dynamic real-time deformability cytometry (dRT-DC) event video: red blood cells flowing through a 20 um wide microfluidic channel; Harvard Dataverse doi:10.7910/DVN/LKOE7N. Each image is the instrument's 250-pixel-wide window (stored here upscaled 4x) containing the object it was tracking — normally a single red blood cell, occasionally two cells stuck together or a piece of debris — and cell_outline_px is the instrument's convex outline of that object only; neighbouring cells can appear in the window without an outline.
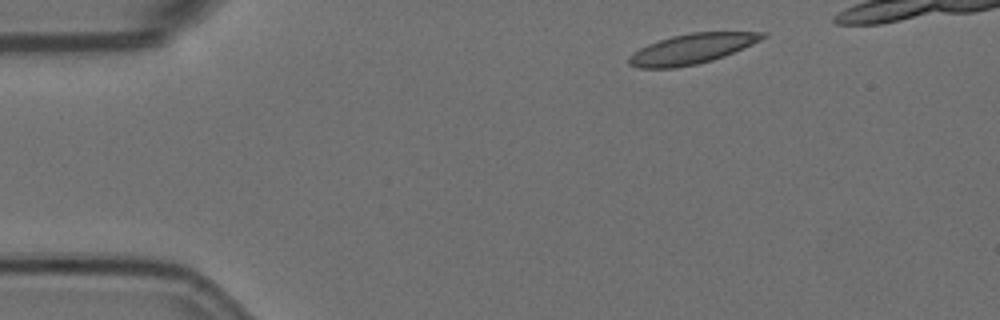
{"species": "Egyptian fruit bat (a non-hibernating species)", "species_latin": "Rousettus aegyptiacus", "temperature_condition": "room temperature", "stored_images_in_passage": 9, "camera_frame_rate_fps": 3000, "um_per_image_px": 0.085, "animal": {"sex": "female"}, "frame": {"image": 1, "passage_image": 1, "time_ms": 0.0, "image_size_px": [1000, 320], "cell_outline_px": [[768, 36], [752, 44], [724, 56], [712, 60], [696, 64], [676, 68], [636, 68], [628, 64], [628, 56], [632, 52], [648, 44], [672, 36], [692, 32], [768, 32]], "centroid_in_image_um": [58.78, 4.16], "position_along_channel_um": 26.2, "area_um2": 23.41}}
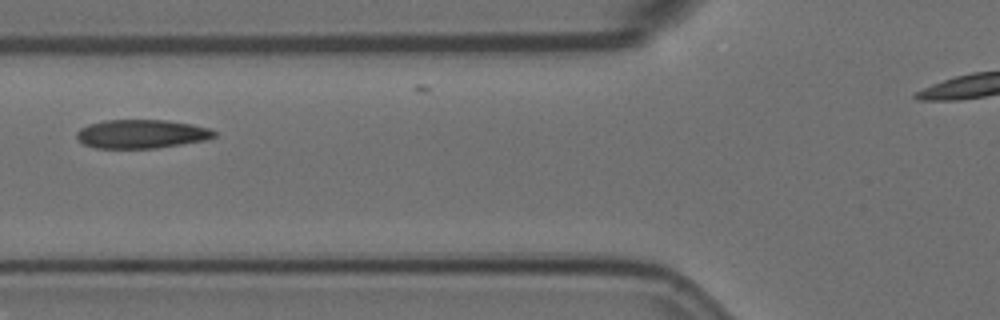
{"frame": {"image": 2, "passage_image": 5, "time_ms": 1.333, "image_size_px": [1000, 320], "cell_outline_px": [[216, 136], [204, 140], [156, 148], [96, 148], [84, 144], [76, 136], [76, 132], [80, 128], [88, 124], [104, 120], [168, 120], [192, 124], [208, 128], [216, 132]], "centroid_in_image_um": [12.01, 11.38], "position_along_channel_um": 113.8, "area_um2": 22.95}}
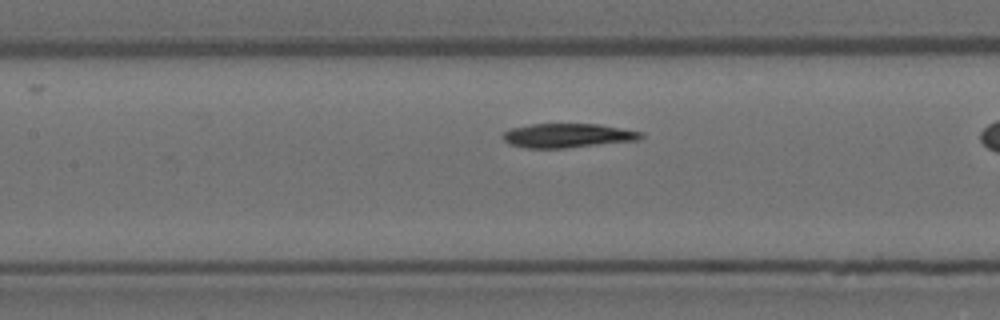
{"frame": {"image": 3, "passage_image": 7, "time_ms": 2.0, "image_size_px": [1000, 320], "cell_outline_px": [[644, 136], [640, 140], [564, 148], [524, 148], [512, 144], [504, 140], [504, 132], [512, 128], [532, 124], [600, 124], [644, 132]], "centroid_in_image_um": [48.32, 11.52], "position_along_channel_um": 159.1, "area_um2": 19.36}}